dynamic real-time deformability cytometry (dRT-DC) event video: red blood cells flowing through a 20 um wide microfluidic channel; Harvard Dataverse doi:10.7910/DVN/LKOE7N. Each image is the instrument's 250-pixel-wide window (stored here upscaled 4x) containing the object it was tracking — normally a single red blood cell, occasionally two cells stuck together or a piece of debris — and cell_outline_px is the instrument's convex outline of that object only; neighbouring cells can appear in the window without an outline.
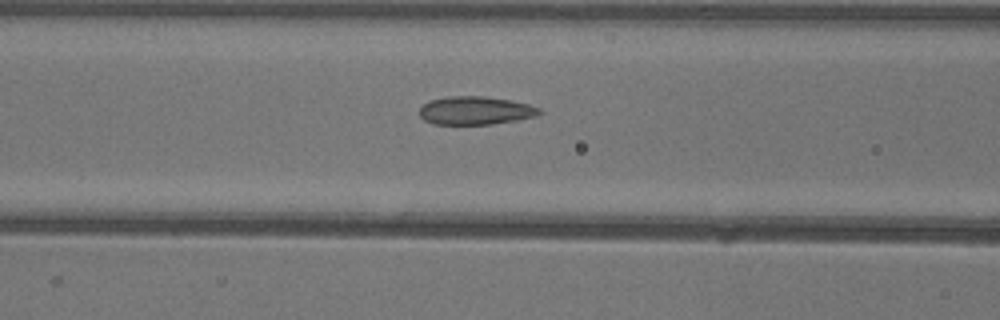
{"species": "common noctule bat (a hibernating species)", "species_latin": "Nyctalus noctula", "temperature_condition": "warm", "stored_images_in_passage": 18, "camera_frame_rate_fps": 3000, "um_per_image_px": 0.085, "animal": {"sex": "female"}, "frame": {"image": 1, "passage_image": 16, "time_ms": 5.0, "image_size_px": [1000, 320], "cell_outline_px": [[544, 112], [536, 116], [516, 120], [492, 124], [432, 124], [424, 120], [420, 116], [420, 108], [428, 100], [448, 96], [484, 96], [512, 100], [528, 104], [540, 108]], "centroid_in_image_um": [40.42, 9.39], "position_along_channel_um": 126.2, "area_um2": 19.88}}